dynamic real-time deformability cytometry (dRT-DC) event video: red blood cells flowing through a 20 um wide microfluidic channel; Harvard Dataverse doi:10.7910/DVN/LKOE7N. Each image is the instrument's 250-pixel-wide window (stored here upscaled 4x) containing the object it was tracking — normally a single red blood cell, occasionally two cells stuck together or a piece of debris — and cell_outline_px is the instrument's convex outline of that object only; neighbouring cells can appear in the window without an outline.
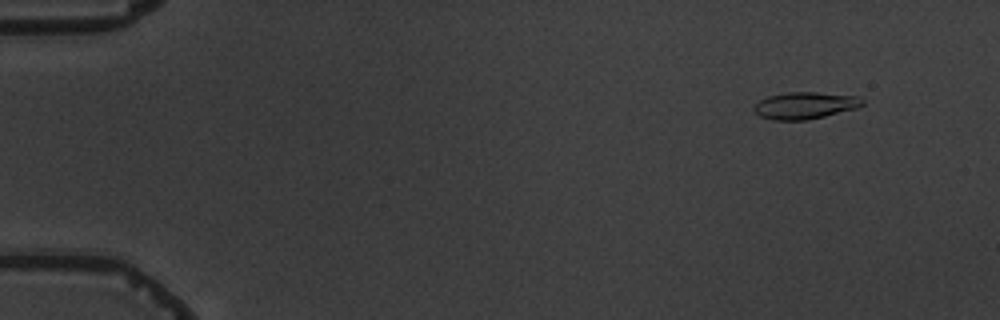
{"species": "common noctule bat (a hibernating species)", "species_latin": "Nyctalus noctula", "temperature_condition": "warm", "stored_images_in_passage": 8, "camera_frame_rate_fps": 3000, "um_per_image_px": 0.085, "animal": {"sex": "male", "body_mass_g": 19.5, "forearm_length_mm": 54.6}, "frame": {"image": 1, "passage_image": 2, "time_ms": 1.0, "image_size_px": [1000, 320], "cell_outline_px": [[864, 104], [856, 108], [808, 120], [772, 120], [760, 116], [752, 108], [760, 100], [768, 96], [788, 92], [816, 92], [860, 96], [864, 100]], "centroid_in_image_um": [68.44, 8.96], "position_along_channel_um": 16.6, "area_um2": 16.99}}
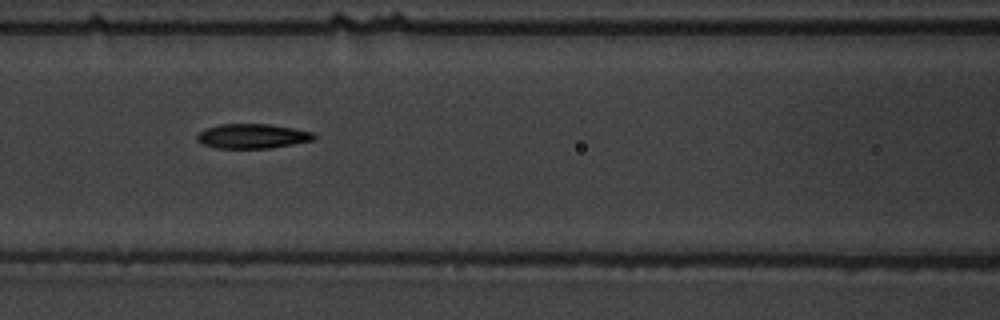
{"frame": {"image": 2, "passage_image": 7, "time_ms": 7.667, "image_size_px": [1000, 320], "cell_outline_px": [[316, 140], [272, 148], [216, 148], [200, 144], [196, 140], [196, 136], [200, 132], [208, 128], [220, 124], [268, 124], [292, 128], [312, 132], [316, 136]], "centroid_in_image_um": [21.45, 11.58], "position_along_channel_um": 145.1, "area_um2": 16.82}}
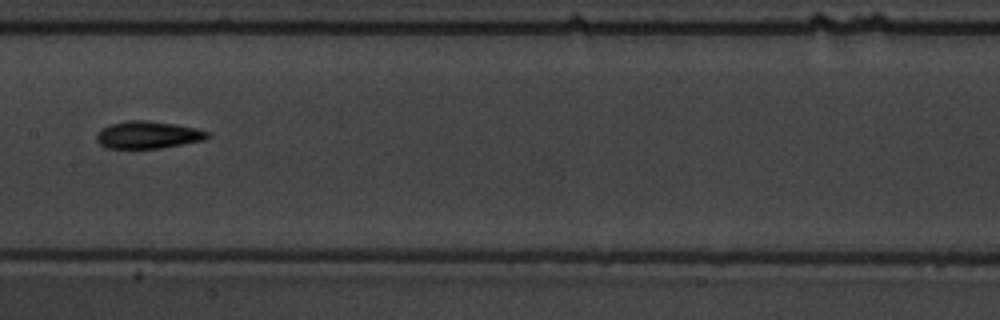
{"frame": {"image": 3, "passage_image": 8, "time_ms": 9.0, "image_size_px": [1000, 320], "cell_outline_px": [[212, 136], [204, 140], [160, 148], [108, 148], [100, 144], [96, 140], [96, 132], [100, 128], [108, 124], [128, 120], [148, 120], [176, 124], [196, 128], [208, 132]], "centroid_in_image_um": [12.55, 11.45], "position_along_channel_um": 194.9, "area_um2": 17.86}}